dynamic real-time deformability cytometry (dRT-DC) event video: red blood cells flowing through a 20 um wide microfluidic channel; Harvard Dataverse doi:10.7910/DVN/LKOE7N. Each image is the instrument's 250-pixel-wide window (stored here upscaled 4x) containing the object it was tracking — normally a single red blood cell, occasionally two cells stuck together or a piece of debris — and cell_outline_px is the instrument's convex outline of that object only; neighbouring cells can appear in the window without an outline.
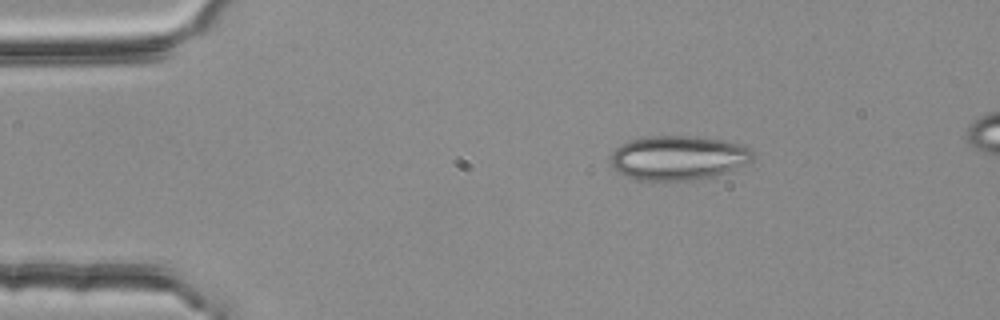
{"species": "common noctule bat (a hibernating species)", "species_latin": "Nyctalus noctula", "temperature_condition": "room temperature", "stored_images_in_passage": 47, "segment_of_instrument_passage": [1, 2], "camera_frame_rate_fps": 3000, "um_per_image_px": 0.085, "animal": {"sex": "female", "body_mass_g": 25.1}, "frame": {"image": 1, "passage_image": 1, "time_ms": 0.0, "image_size_px": [1000, 320], "cell_outline_px": [[756, 156], [748, 164], [712, 176], [692, 180], [636, 180], [624, 176], [616, 172], [612, 168], [608, 156], [620, 144], [628, 140], [648, 136], [696, 136], [720, 140], [736, 144], [748, 148]], "centroid_in_image_um": [57.56, 13.42], "position_along_channel_um": 27.4, "area_um2": 36.99}}
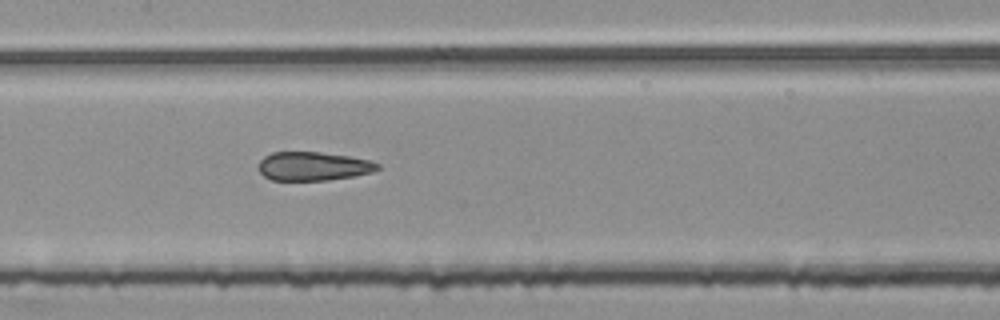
{"frame": {"image": 2, "passage_image": 18, "time_ms": 5.667, "image_size_px": [1000, 320], "cell_outline_px": [[380, 168], [372, 172], [356, 176], [328, 180], [272, 180], [264, 176], [256, 168], [260, 160], [264, 156], [272, 152], [320, 152], [352, 156], [368, 160], [380, 164]], "centroid_in_image_um": [26.62, 14.12], "position_along_channel_um": 180.8, "area_um2": 20.17}}
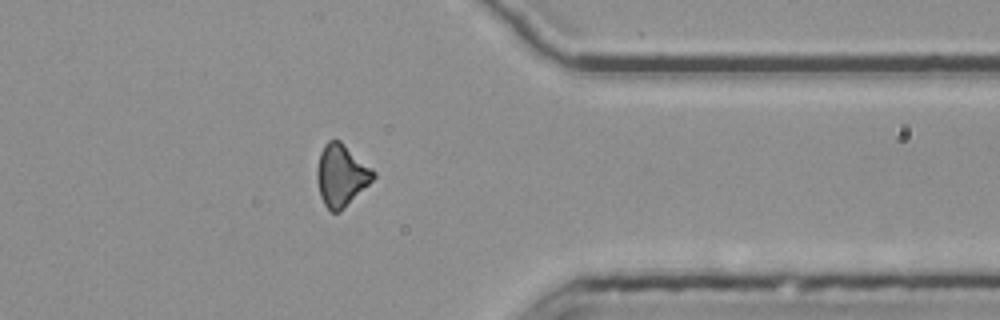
{"frame": {"image": 3, "passage_image": 35, "time_ms": 11.333, "image_size_px": [1000, 320], "cell_outline_px": [[376, 176], [340, 212], [332, 212], [324, 204], [320, 196], [316, 176], [316, 168], [320, 152], [324, 144], [328, 140], [340, 140], [372, 168], [376, 172]], "centroid_in_image_um": [28.99, 14.88], "position_along_channel_um": 382.4, "area_um2": 20.23}}